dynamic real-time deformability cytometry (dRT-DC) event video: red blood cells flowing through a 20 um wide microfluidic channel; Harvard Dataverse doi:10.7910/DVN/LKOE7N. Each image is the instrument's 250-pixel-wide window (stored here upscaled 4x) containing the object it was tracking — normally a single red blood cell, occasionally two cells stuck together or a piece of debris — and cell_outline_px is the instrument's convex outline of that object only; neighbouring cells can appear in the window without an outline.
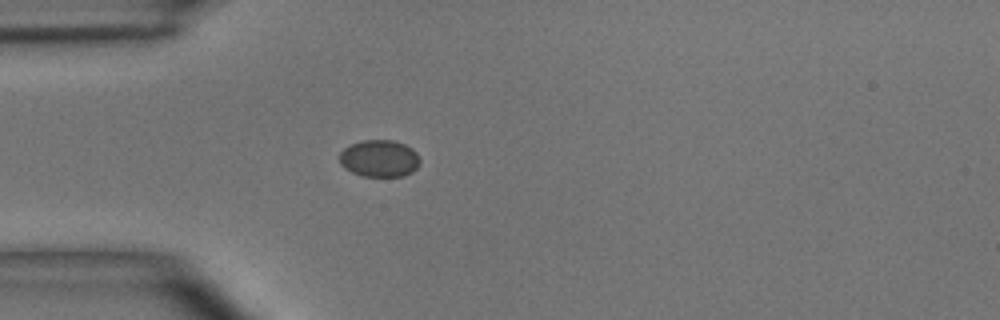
{"species": "common noctule bat (a hibernating species)", "species_latin": "Nyctalus noctula", "temperature_condition": "room temperature", "stored_images_in_passage": 37, "camera_frame_rate_fps": 3000, "um_per_image_px": 0.085, "animal": {"sex": "male", "body_mass_g": 15.6}, "frame": {"image": 1, "passage_image": 1, "time_ms": 0.0, "image_size_px": [1000, 320], "cell_outline_px": [[420, 164], [412, 172], [404, 176], [364, 176], [352, 172], [344, 168], [340, 164], [340, 152], [344, 148], [352, 144], [364, 140], [392, 140], [404, 144], [412, 148], [416, 152], [420, 160]], "centroid_in_image_um": [32.26, 13.47], "position_along_channel_um": 52.7, "area_um2": 17.34}}
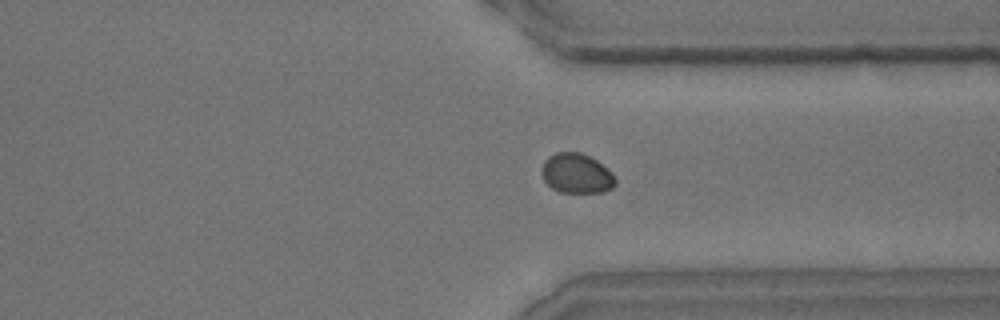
{"frame": {"image": 2, "passage_image": 25, "time_ms": 8.0, "image_size_px": [1000, 320], "cell_outline_px": [[616, 184], [612, 188], [600, 192], [560, 192], [552, 188], [544, 180], [540, 172], [540, 168], [544, 160], [548, 156], [556, 152], [580, 152], [596, 160], [608, 168], [612, 172], [616, 180]], "centroid_in_image_um": [48.98, 14.73], "position_along_channel_um": 362.4, "area_um2": 17.22}}
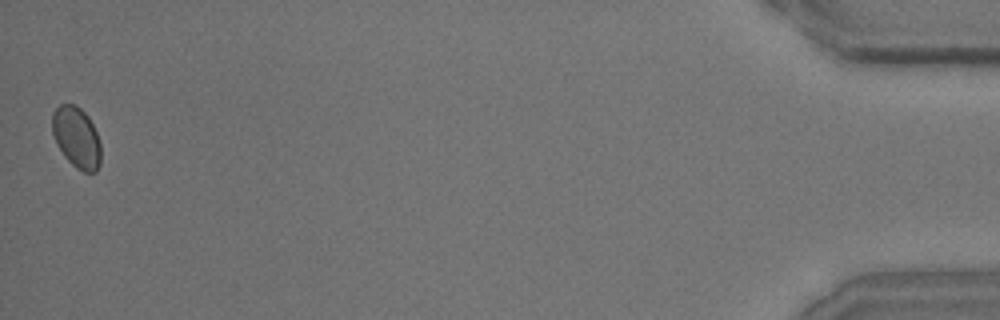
{"frame": {"image": 3, "passage_image": 37, "time_ms": 12.0, "image_size_px": [1000, 320], "cell_outline_px": [[100, 164], [96, 172], [84, 172], [76, 168], [64, 156], [52, 132], [52, 112], [60, 104], [76, 104], [88, 116], [96, 132], [100, 144]], "centroid_in_image_um": [6.5, 11.67], "position_along_channel_um": 428.7, "area_um2": 17.17}, "authors_computed_cell_mechanics": {"area_um2": 17.2244, "velocity_mm_per_s": 3.9468, "shape_relaxation_time_tau1_ms": 1.7092, "shape_relaxation_time_tau2_ms": null, "deformation_change_tau1": 0.0286, "deformation_change_tau2": null}}